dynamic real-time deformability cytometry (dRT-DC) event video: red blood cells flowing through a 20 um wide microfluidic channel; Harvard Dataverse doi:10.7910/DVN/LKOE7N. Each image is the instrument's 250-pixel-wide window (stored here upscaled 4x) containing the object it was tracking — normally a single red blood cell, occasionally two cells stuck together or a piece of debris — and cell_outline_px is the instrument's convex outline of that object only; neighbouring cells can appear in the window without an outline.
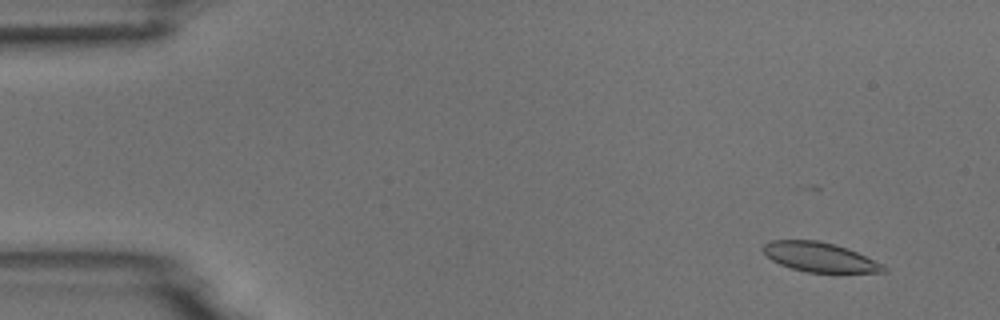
{"species": "common noctule bat (a hibernating species)", "species_latin": "Nyctalus noctula", "temperature_condition": "room temperature", "stored_images_in_passage": 6, "camera_frame_rate_fps": 3000, "um_per_image_px": 0.085, "animal": {"sex": "male", "body_mass_g": 18.8}, "frame": {"image": 1, "passage_image": 1, "time_ms": 0.0, "image_size_px": [1000, 320], "cell_outline_px": [[888, 272], [808, 272], [792, 268], [780, 264], [772, 260], [760, 248], [764, 244], [772, 240], [816, 240], [836, 244], [848, 248], [884, 264], [888, 268]], "centroid_in_image_um": [69.7, 21.85], "position_along_channel_um": 15.3, "area_um2": 20.69}}
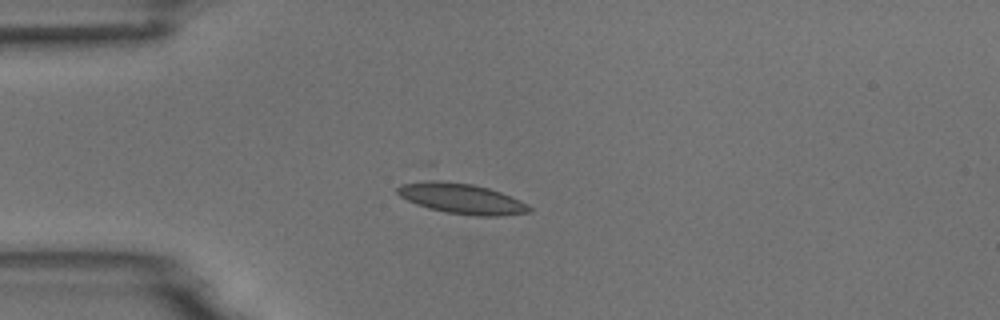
{"frame": {"image": 2, "passage_image": 4, "time_ms": 1.0, "image_size_px": [1000, 320], "cell_outline_px": [[532, 212], [500, 216], [476, 216], [448, 212], [428, 208], [416, 204], [400, 196], [396, 192], [396, 188], [400, 184], [428, 180], [440, 180], [472, 184], [488, 188], [500, 192], [520, 200], [528, 204], [532, 208]], "centroid_in_image_um": [39.24, 16.88], "position_along_channel_um": 45.8, "area_um2": 23.35}}
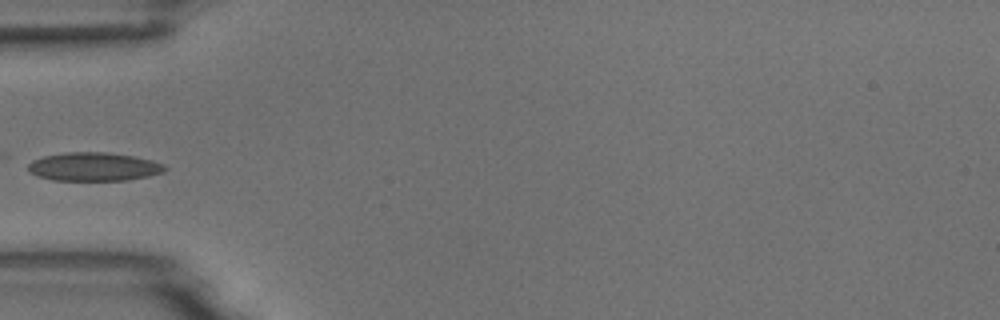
{"frame": {"image": 3, "passage_image": 5, "time_ms": 1.333, "image_size_px": [1000, 320], "cell_outline_px": [[168, 168], [164, 172], [148, 176], [128, 180], [52, 180], [36, 176], [28, 172], [28, 164], [32, 160], [44, 156], [64, 152], [108, 152], [136, 156], [152, 160], [164, 164]], "centroid_in_image_um": [7.98, 14.16], "position_along_channel_um": 77.0, "area_um2": 23.0}}